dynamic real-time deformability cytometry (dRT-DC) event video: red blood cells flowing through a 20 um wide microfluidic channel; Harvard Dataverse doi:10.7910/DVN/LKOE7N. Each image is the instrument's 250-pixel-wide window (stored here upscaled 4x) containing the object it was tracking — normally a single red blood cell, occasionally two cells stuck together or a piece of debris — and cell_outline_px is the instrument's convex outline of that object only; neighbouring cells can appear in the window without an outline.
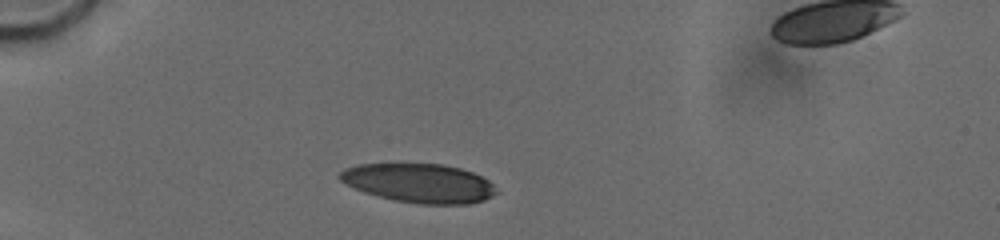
{"species": "human", "species_latin": "Homo sapiens", "temperature_condition": "cold", "stored_images_in_passage": 4, "camera_frame_rate_fps": 3000, "um_per_image_px": 0.085, "donor": {"sex": "male"}, "frame": {"image": 1, "passage_image": 2, "time_ms": 1.0, "image_size_px": [1000, 240], "cell_outline_px": [[500, 192], [484, 200], [468, 204], [420, 204], [396, 200], [364, 192], [340, 180], [340, 172], [344, 168], [356, 164], [444, 164], [460, 168], [472, 172], [488, 180]], "centroid_in_image_um": [35.67, 15.56], "position_along_channel_um": 49.3, "area_um2": 35.37}}
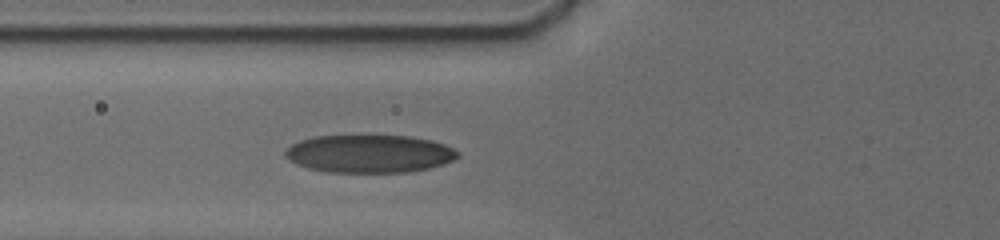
{"frame": {"image": 2, "passage_image": 4, "time_ms": 3.0, "image_size_px": [1000, 240], "cell_outline_px": [[460, 156], [444, 164], [428, 168], [404, 172], [328, 172], [308, 168], [296, 164], [288, 160], [284, 156], [284, 152], [292, 144], [300, 140], [316, 136], [408, 136], [432, 140], [444, 144], [460, 152]], "centroid_in_image_um": [31.39, 13.07], "position_along_channel_um": 94.4, "area_um2": 38.03}}